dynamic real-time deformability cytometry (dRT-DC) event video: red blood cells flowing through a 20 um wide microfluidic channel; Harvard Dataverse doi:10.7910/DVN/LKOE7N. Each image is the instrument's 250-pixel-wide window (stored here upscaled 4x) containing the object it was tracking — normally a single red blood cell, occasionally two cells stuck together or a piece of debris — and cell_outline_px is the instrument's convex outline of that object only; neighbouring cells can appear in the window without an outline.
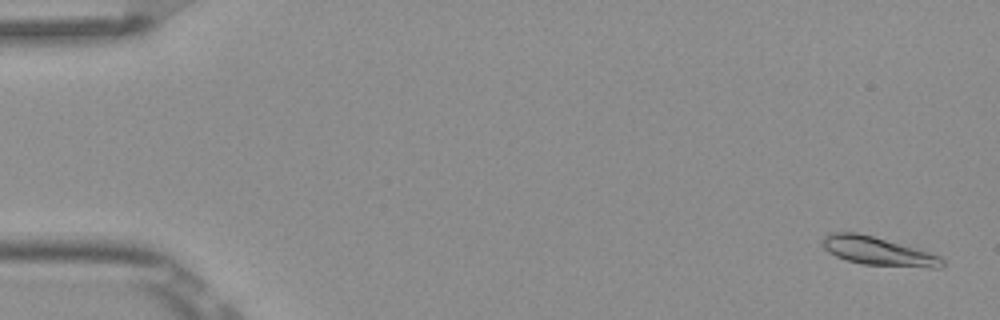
{"species": "Egyptian fruit bat (a non-hibernating species)", "species_latin": "Rousettus aegyptiacus", "temperature_condition": "room temperature", "stored_images_in_passage": 5, "camera_frame_rate_fps": 3000, "um_per_image_px": 0.085, "frame": {"image": 1, "passage_image": 1, "time_ms": 0.0, "image_size_px": [1000, 320], "cell_outline_px": [[944, 264], [940, 268], [928, 268], [864, 264], [848, 260], [836, 256], [828, 252], [820, 244], [820, 240], [828, 232], [856, 232], [872, 236], [928, 252], [940, 256], [944, 260]], "centroid_in_image_um": [74.58, 21.35], "position_along_channel_um": 10.4, "area_um2": 19.77}}
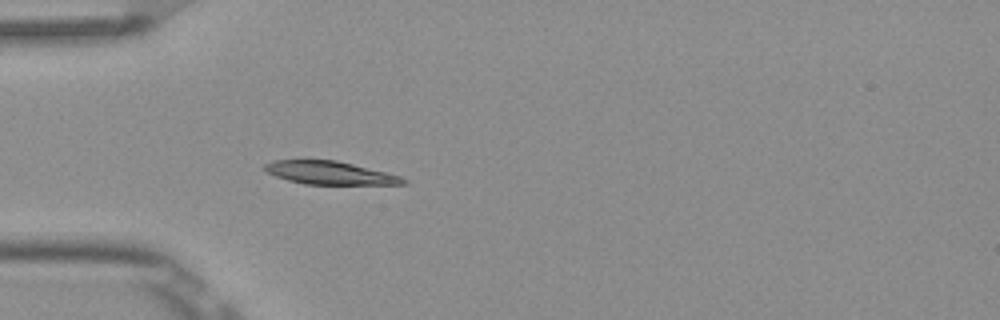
{"frame": {"image": 2, "passage_image": 5, "time_ms": 1.333, "image_size_px": [1000, 320], "cell_outline_px": [[408, 184], [304, 184], [288, 180], [276, 176], [268, 172], [264, 168], [264, 164], [272, 160], [336, 160], [400, 176], [408, 180]], "centroid_in_image_um": [28.02, 14.69], "position_along_channel_um": 57.0, "area_um2": 18.38}}